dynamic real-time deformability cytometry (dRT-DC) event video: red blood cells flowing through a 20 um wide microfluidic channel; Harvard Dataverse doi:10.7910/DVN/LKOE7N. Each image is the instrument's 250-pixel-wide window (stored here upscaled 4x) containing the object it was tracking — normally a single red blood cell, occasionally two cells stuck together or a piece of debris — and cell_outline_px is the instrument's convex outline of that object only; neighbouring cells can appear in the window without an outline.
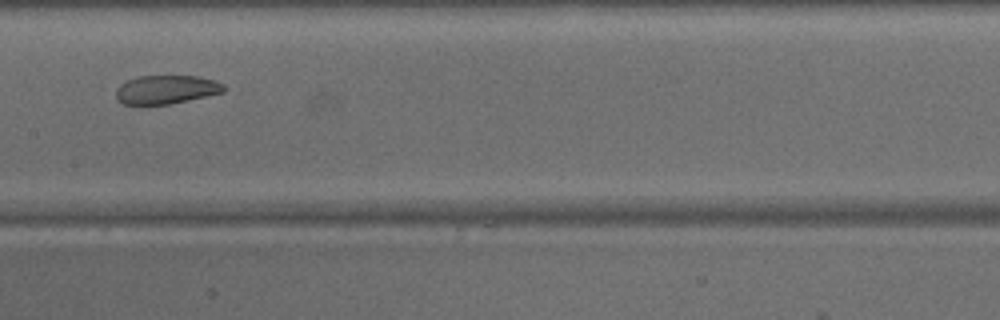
{"species": "common noctule bat (a hibernating species)", "species_latin": "Nyctalus noctula", "temperature_condition": "warm", "stored_images_in_passage": 18, "camera_frame_rate_fps": 3000, "um_per_image_px": 0.085, "animal": {"sex": "male", "body_mass_g": 15.6}, "frame": {"image": 1, "passage_image": 17, "time_ms": 5.333, "image_size_px": [1000, 320], "cell_outline_px": [[228, 88], [224, 92], [168, 104], [124, 104], [116, 96], [116, 88], [120, 84], [128, 80], [140, 76], [200, 76], [216, 80], [224, 84]], "centroid_in_image_um": [14.18, 7.59], "position_along_channel_um": 193.2, "area_um2": 17.92}}